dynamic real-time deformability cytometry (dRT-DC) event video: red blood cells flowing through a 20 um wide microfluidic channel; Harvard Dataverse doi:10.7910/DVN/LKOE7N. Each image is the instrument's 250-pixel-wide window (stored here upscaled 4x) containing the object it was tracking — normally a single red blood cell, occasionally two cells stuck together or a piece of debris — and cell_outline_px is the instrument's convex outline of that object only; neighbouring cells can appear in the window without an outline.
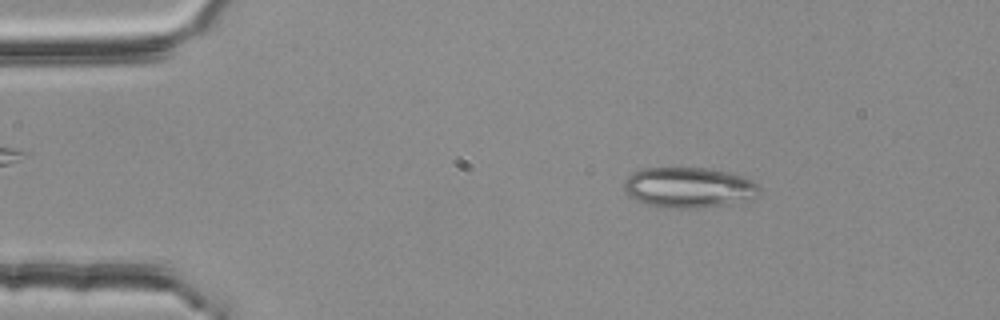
{"species": "common noctule bat (a hibernating species)", "species_latin": "Nyctalus noctula", "temperature_condition": "room temperature", "stored_images_in_passage": 53, "camera_frame_rate_fps": 3000, "um_per_image_px": 0.085, "animal": {"sex": "female", "body_mass_g": 25.1}, "frame": {"image": 1, "passage_image": 8, "time_ms": 2.333, "image_size_px": [1000, 320], "cell_outline_px": [[760, 196], [748, 200], [704, 208], [656, 208], [636, 200], [628, 196], [624, 188], [624, 180], [632, 172], [644, 168], [708, 168], [728, 172], [744, 176], [752, 180], [760, 188]], "centroid_in_image_um": [58.55, 15.95], "position_along_channel_um": 26.5, "area_um2": 32.43}}
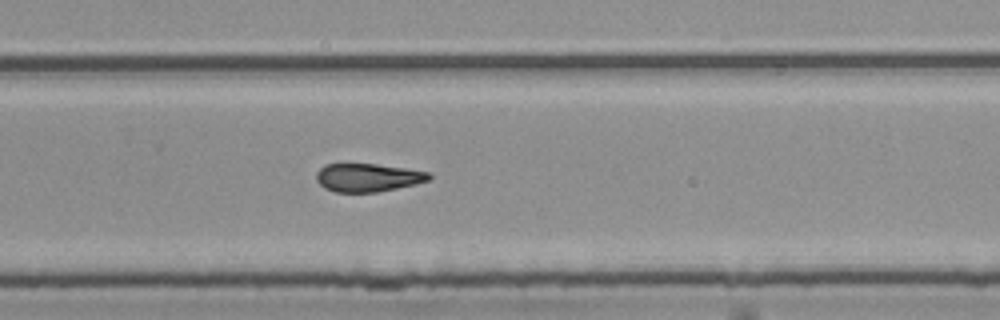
{"frame": {"image": 2, "passage_image": 35, "time_ms": 11.333, "image_size_px": [1000, 320], "cell_outline_px": [[432, 180], [416, 184], [376, 192], [336, 192], [324, 188], [316, 180], [316, 172], [324, 164], [376, 164], [404, 168], [428, 172], [432, 176]], "centroid_in_image_um": [31.26, 15.09], "position_along_channel_um": 298.5, "area_um2": 18.55}}
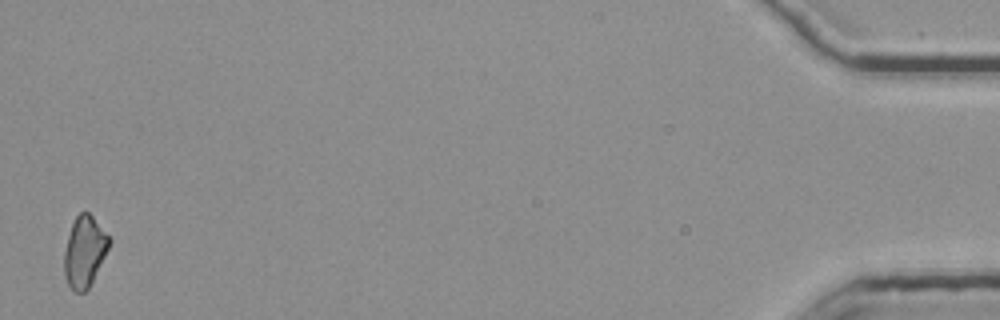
{"frame": {"image": 3, "passage_image": 53, "time_ms": 17.333, "image_size_px": [1000, 320], "cell_outline_px": [[112, 240], [88, 288], [84, 292], [72, 292], [64, 276], [64, 252], [68, 236], [72, 224], [76, 216], [80, 212], [88, 212], [92, 216]], "centroid_in_image_um": [7.16, 21.39], "position_along_channel_um": 428.0, "area_um2": 18.26}}